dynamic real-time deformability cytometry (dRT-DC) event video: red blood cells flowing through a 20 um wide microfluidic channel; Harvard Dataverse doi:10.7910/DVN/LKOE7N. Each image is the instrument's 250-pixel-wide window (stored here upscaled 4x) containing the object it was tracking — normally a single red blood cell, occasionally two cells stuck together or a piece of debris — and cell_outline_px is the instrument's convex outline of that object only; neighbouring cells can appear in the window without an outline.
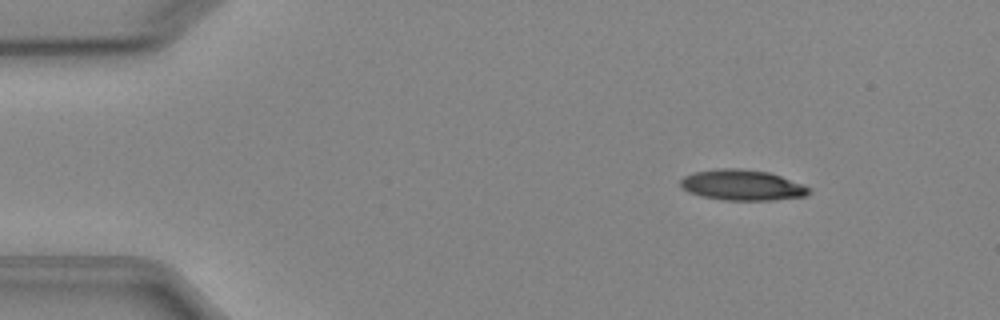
{"species": "Egyptian fruit bat (a non-hibernating species)", "species_latin": "Rousettus aegyptiacus", "temperature_condition": "cold", "stored_images_in_passage": 5, "camera_frame_rate_fps": 3000, "um_per_image_px": 0.085, "animal": {"sex": "female"}, "frame": {"image": 1, "passage_image": 3, "time_ms": 2.0, "image_size_px": [1000, 320], "cell_outline_px": [[812, 192], [804, 196], [772, 200], [724, 200], [700, 196], [688, 192], [680, 188], [680, 180], [684, 176], [692, 172], [716, 168], [740, 168], [768, 172], [804, 184], [812, 188]], "centroid_in_image_um": [63.06, 15.73], "position_along_channel_um": 21.9, "area_um2": 23.24}}